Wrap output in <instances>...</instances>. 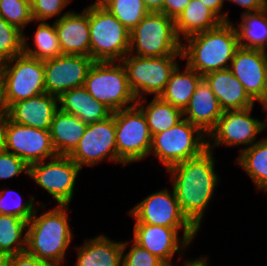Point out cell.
<instances>
[{
  "mask_svg": "<svg viewBox=\"0 0 267 266\" xmlns=\"http://www.w3.org/2000/svg\"><path fill=\"white\" fill-rule=\"evenodd\" d=\"M210 147L207 141V149L200 155L167 169L175 175L173 189L180 209L198 230L218 180Z\"/></svg>",
  "mask_w": 267,
  "mask_h": 266,
  "instance_id": "6da1fadb",
  "label": "cell"
},
{
  "mask_svg": "<svg viewBox=\"0 0 267 266\" xmlns=\"http://www.w3.org/2000/svg\"><path fill=\"white\" fill-rule=\"evenodd\" d=\"M187 38V46H181L182 58H187V65L202 76L229 69L227 61H232L239 48L236 28L229 22Z\"/></svg>",
  "mask_w": 267,
  "mask_h": 266,
  "instance_id": "7a4b0ae2",
  "label": "cell"
},
{
  "mask_svg": "<svg viewBox=\"0 0 267 266\" xmlns=\"http://www.w3.org/2000/svg\"><path fill=\"white\" fill-rule=\"evenodd\" d=\"M67 208L68 205H59L40 217H36L34 211L26 231L28 254L61 266L59 264L64 259L72 237L65 211Z\"/></svg>",
  "mask_w": 267,
  "mask_h": 266,
  "instance_id": "3957f363",
  "label": "cell"
},
{
  "mask_svg": "<svg viewBox=\"0 0 267 266\" xmlns=\"http://www.w3.org/2000/svg\"><path fill=\"white\" fill-rule=\"evenodd\" d=\"M89 30L94 61L116 62L129 52L130 32L98 1L89 6Z\"/></svg>",
  "mask_w": 267,
  "mask_h": 266,
  "instance_id": "277c9868",
  "label": "cell"
},
{
  "mask_svg": "<svg viewBox=\"0 0 267 266\" xmlns=\"http://www.w3.org/2000/svg\"><path fill=\"white\" fill-rule=\"evenodd\" d=\"M137 48L139 57H163L182 52L174 19L162 12H149L130 32L129 52Z\"/></svg>",
  "mask_w": 267,
  "mask_h": 266,
  "instance_id": "5b68a950",
  "label": "cell"
},
{
  "mask_svg": "<svg viewBox=\"0 0 267 266\" xmlns=\"http://www.w3.org/2000/svg\"><path fill=\"white\" fill-rule=\"evenodd\" d=\"M113 64V61H95L83 87L94 99L115 112L137 99L129 87L123 64Z\"/></svg>",
  "mask_w": 267,
  "mask_h": 266,
  "instance_id": "8992f818",
  "label": "cell"
},
{
  "mask_svg": "<svg viewBox=\"0 0 267 266\" xmlns=\"http://www.w3.org/2000/svg\"><path fill=\"white\" fill-rule=\"evenodd\" d=\"M134 103L114 112L116 147L122 164L141 160L151 153L152 135L145 115L137 109L141 101Z\"/></svg>",
  "mask_w": 267,
  "mask_h": 266,
  "instance_id": "52a82bcc",
  "label": "cell"
},
{
  "mask_svg": "<svg viewBox=\"0 0 267 266\" xmlns=\"http://www.w3.org/2000/svg\"><path fill=\"white\" fill-rule=\"evenodd\" d=\"M14 60L16 62L11 67L9 64ZM1 75L6 108L18 101L46 93L44 61L22 53L3 62Z\"/></svg>",
  "mask_w": 267,
  "mask_h": 266,
  "instance_id": "ba28073f",
  "label": "cell"
},
{
  "mask_svg": "<svg viewBox=\"0 0 267 266\" xmlns=\"http://www.w3.org/2000/svg\"><path fill=\"white\" fill-rule=\"evenodd\" d=\"M202 130L182 119L172 128L160 132L152 137L150 151L155 152L166 169L187 159L200 155L207 149V142L201 140ZM194 133L197 135L194 138Z\"/></svg>",
  "mask_w": 267,
  "mask_h": 266,
  "instance_id": "9c48e42d",
  "label": "cell"
},
{
  "mask_svg": "<svg viewBox=\"0 0 267 266\" xmlns=\"http://www.w3.org/2000/svg\"><path fill=\"white\" fill-rule=\"evenodd\" d=\"M130 214L136 218V223L150 224L175 228H184L182 245L185 247L194 238L198 229L188 220L180 209L176 194L163 190L142 200Z\"/></svg>",
  "mask_w": 267,
  "mask_h": 266,
  "instance_id": "30bf717a",
  "label": "cell"
},
{
  "mask_svg": "<svg viewBox=\"0 0 267 266\" xmlns=\"http://www.w3.org/2000/svg\"><path fill=\"white\" fill-rule=\"evenodd\" d=\"M2 148L22 159L28 166L58 156L48 130L24 126L5 116L0 122Z\"/></svg>",
  "mask_w": 267,
  "mask_h": 266,
  "instance_id": "8fae6325",
  "label": "cell"
},
{
  "mask_svg": "<svg viewBox=\"0 0 267 266\" xmlns=\"http://www.w3.org/2000/svg\"><path fill=\"white\" fill-rule=\"evenodd\" d=\"M182 58V52L174 55H166L163 57H122V64L126 70L129 87L138 99L140 90L143 93H153L155 97H160L164 92L166 84L171 73L177 67L175 61L176 56Z\"/></svg>",
  "mask_w": 267,
  "mask_h": 266,
  "instance_id": "7c38bea8",
  "label": "cell"
},
{
  "mask_svg": "<svg viewBox=\"0 0 267 266\" xmlns=\"http://www.w3.org/2000/svg\"><path fill=\"white\" fill-rule=\"evenodd\" d=\"M68 156L80 168L84 164L94 165L106 156L109 157V160L119 162L114 112L104 120L87 125L83 137Z\"/></svg>",
  "mask_w": 267,
  "mask_h": 266,
  "instance_id": "4fadbf2b",
  "label": "cell"
},
{
  "mask_svg": "<svg viewBox=\"0 0 267 266\" xmlns=\"http://www.w3.org/2000/svg\"><path fill=\"white\" fill-rule=\"evenodd\" d=\"M81 168L69 157L58 155L47 164H31L28 175L50 193L59 205H68L73 197L74 183Z\"/></svg>",
  "mask_w": 267,
  "mask_h": 266,
  "instance_id": "5bb4252c",
  "label": "cell"
},
{
  "mask_svg": "<svg viewBox=\"0 0 267 266\" xmlns=\"http://www.w3.org/2000/svg\"><path fill=\"white\" fill-rule=\"evenodd\" d=\"M94 62L90 56L65 54L44 61L46 93L59 98L68 90L82 87Z\"/></svg>",
  "mask_w": 267,
  "mask_h": 266,
  "instance_id": "9a60e30c",
  "label": "cell"
},
{
  "mask_svg": "<svg viewBox=\"0 0 267 266\" xmlns=\"http://www.w3.org/2000/svg\"><path fill=\"white\" fill-rule=\"evenodd\" d=\"M229 70L243 85L246 93L255 102L267 98V54L260 49L239 47L234 54Z\"/></svg>",
  "mask_w": 267,
  "mask_h": 266,
  "instance_id": "2e32d148",
  "label": "cell"
},
{
  "mask_svg": "<svg viewBox=\"0 0 267 266\" xmlns=\"http://www.w3.org/2000/svg\"><path fill=\"white\" fill-rule=\"evenodd\" d=\"M252 107L236 110H225L216 126L209 132L216 140L214 145H239L255 143L257 133L267 124L251 118Z\"/></svg>",
  "mask_w": 267,
  "mask_h": 266,
  "instance_id": "e0dca14e",
  "label": "cell"
},
{
  "mask_svg": "<svg viewBox=\"0 0 267 266\" xmlns=\"http://www.w3.org/2000/svg\"><path fill=\"white\" fill-rule=\"evenodd\" d=\"M54 26L62 54L90 56L89 7L82 14H63Z\"/></svg>",
  "mask_w": 267,
  "mask_h": 266,
  "instance_id": "ac0fdd59",
  "label": "cell"
},
{
  "mask_svg": "<svg viewBox=\"0 0 267 266\" xmlns=\"http://www.w3.org/2000/svg\"><path fill=\"white\" fill-rule=\"evenodd\" d=\"M57 102L58 97L43 93L11 104L6 116L17 124L49 131Z\"/></svg>",
  "mask_w": 267,
  "mask_h": 266,
  "instance_id": "d6986e66",
  "label": "cell"
},
{
  "mask_svg": "<svg viewBox=\"0 0 267 266\" xmlns=\"http://www.w3.org/2000/svg\"><path fill=\"white\" fill-rule=\"evenodd\" d=\"M203 79L210 86L224 111L253 107L254 101L229 69L209 72Z\"/></svg>",
  "mask_w": 267,
  "mask_h": 266,
  "instance_id": "ffe728a7",
  "label": "cell"
},
{
  "mask_svg": "<svg viewBox=\"0 0 267 266\" xmlns=\"http://www.w3.org/2000/svg\"><path fill=\"white\" fill-rule=\"evenodd\" d=\"M223 111L210 86L202 79L183 111V115L189 114L185 119L207 134L216 126Z\"/></svg>",
  "mask_w": 267,
  "mask_h": 266,
  "instance_id": "44dd1931",
  "label": "cell"
},
{
  "mask_svg": "<svg viewBox=\"0 0 267 266\" xmlns=\"http://www.w3.org/2000/svg\"><path fill=\"white\" fill-rule=\"evenodd\" d=\"M178 231L175 228L135 223L134 241L162 261L171 260L179 250Z\"/></svg>",
  "mask_w": 267,
  "mask_h": 266,
  "instance_id": "7402d4cb",
  "label": "cell"
},
{
  "mask_svg": "<svg viewBox=\"0 0 267 266\" xmlns=\"http://www.w3.org/2000/svg\"><path fill=\"white\" fill-rule=\"evenodd\" d=\"M58 102L62 111L75 115L86 125L104 120L113 114L112 110L94 99L83 86L64 92Z\"/></svg>",
  "mask_w": 267,
  "mask_h": 266,
  "instance_id": "603a6c76",
  "label": "cell"
},
{
  "mask_svg": "<svg viewBox=\"0 0 267 266\" xmlns=\"http://www.w3.org/2000/svg\"><path fill=\"white\" fill-rule=\"evenodd\" d=\"M86 127L78 117L58 108L49 130L57 155L68 156L83 137Z\"/></svg>",
  "mask_w": 267,
  "mask_h": 266,
  "instance_id": "cb8c5ba5",
  "label": "cell"
},
{
  "mask_svg": "<svg viewBox=\"0 0 267 266\" xmlns=\"http://www.w3.org/2000/svg\"><path fill=\"white\" fill-rule=\"evenodd\" d=\"M126 245L98 236L80 247L76 266H122Z\"/></svg>",
  "mask_w": 267,
  "mask_h": 266,
  "instance_id": "d4e9b609",
  "label": "cell"
},
{
  "mask_svg": "<svg viewBox=\"0 0 267 266\" xmlns=\"http://www.w3.org/2000/svg\"><path fill=\"white\" fill-rule=\"evenodd\" d=\"M175 31L189 37L220 26L223 21L200 0H191L181 14L174 20Z\"/></svg>",
  "mask_w": 267,
  "mask_h": 266,
  "instance_id": "484cf974",
  "label": "cell"
},
{
  "mask_svg": "<svg viewBox=\"0 0 267 266\" xmlns=\"http://www.w3.org/2000/svg\"><path fill=\"white\" fill-rule=\"evenodd\" d=\"M203 76L194 69L186 66L184 73H179L178 66L171 73L168 83L160 98L184 111L188 106L190 98Z\"/></svg>",
  "mask_w": 267,
  "mask_h": 266,
  "instance_id": "4316f807",
  "label": "cell"
},
{
  "mask_svg": "<svg viewBox=\"0 0 267 266\" xmlns=\"http://www.w3.org/2000/svg\"><path fill=\"white\" fill-rule=\"evenodd\" d=\"M267 7L258 12H245L242 16V23L239 24L240 31L237 30L239 47L248 49L264 50L267 47ZM247 40L249 43H244Z\"/></svg>",
  "mask_w": 267,
  "mask_h": 266,
  "instance_id": "83f0119b",
  "label": "cell"
},
{
  "mask_svg": "<svg viewBox=\"0 0 267 266\" xmlns=\"http://www.w3.org/2000/svg\"><path fill=\"white\" fill-rule=\"evenodd\" d=\"M140 109L145 115L152 137L172 128L182 120L181 117L183 116L182 110L163 101L160 97H154L146 109L144 106Z\"/></svg>",
  "mask_w": 267,
  "mask_h": 266,
  "instance_id": "f1b7e54d",
  "label": "cell"
},
{
  "mask_svg": "<svg viewBox=\"0 0 267 266\" xmlns=\"http://www.w3.org/2000/svg\"><path fill=\"white\" fill-rule=\"evenodd\" d=\"M238 161L256 187L267 190V138L242 149Z\"/></svg>",
  "mask_w": 267,
  "mask_h": 266,
  "instance_id": "f546056e",
  "label": "cell"
},
{
  "mask_svg": "<svg viewBox=\"0 0 267 266\" xmlns=\"http://www.w3.org/2000/svg\"><path fill=\"white\" fill-rule=\"evenodd\" d=\"M28 226V221L17 216L0 214V251L15 255L26 252L27 233L21 240L24 228ZM18 244L13 247L12 245Z\"/></svg>",
  "mask_w": 267,
  "mask_h": 266,
  "instance_id": "4dcf8cb0",
  "label": "cell"
},
{
  "mask_svg": "<svg viewBox=\"0 0 267 266\" xmlns=\"http://www.w3.org/2000/svg\"><path fill=\"white\" fill-rule=\"evenodd\" d=\"M34 43L36 45V50H32L29 47L26 49L27 44L24 39L23 53L41 61H46L63 55L54 25L51 26L44 21L40 23L35 32Z\"/></svg>",
  "mask_w": 267,
  "mask_h": 266,
  "instance_id": "1f68e13d",
  "label": "cell"
},
{
  "mask_svg": "<svg viewBox=\"0 0 267 266\" xmlns=\"http://www.w3.org/2000/svg\"><path fill=\"white\" fill-rule=\"evenodd\" d=\"M129 32L149 13L142 0H98Z\"/></svg>",
  "mask_w": 267,
  "mask_h": 266,
  "instance_id": "d6a6232c",
  "label": "cell"
},
{
  "mask_svg": "<svg viewBox=\"0 0 267 266\" xmlns=\"http://www.w3.org/2000/svg\"><path fill=\"white\" fill-rule=\"evenodd\" d=\"M24 36L22 31L9 24L0 16V60L12 59L23 53Z\"/></svg>",
  "mask_w": 267,
  "mask_h": 266,
  "instance_id": "836d02e7",
  "label": "cell"
},
{
  "mask_svg": "<svg viewBox=\"0 0 267 266\" xmlns=\"http://www.w3.org/2000/svg\"><path fill=\"white\" fill-rule=\"evenodd\" d=\"M0 16L20 30L33 21L30 0H0Z\"/></svg>",
  "mask_w": 267,
  "mask_h": 266,
  "instance_id": "e575fe53",
  "label": "cell"
},
{
  "mask_svg": "<svg viewBox=\"0 0 267 266\" xmlns=\"http://www.w3.org/2000/svg\"><path fill=\"white\" fill-rule=\"evenodd\" d=\"M70 0H30L33 20H46L60 14Z\"/></svg>",
  "mask_w": 267,
  "mask_h": 266,
  "instance_id": "d590c367",
  "label": "cell"
},
{
  "mask_svg": "<svg viewBox=\"0 0 267 266\" xmlns=\"http://www.w3.org/2000/svg\"><path fill=\"white\" fill-rule=\"evenodd\" d=\"M25 171L28 174L29 166L19 157L0 149V179L10 178Z\"/></svg>",
  "mask_w": 267,
  "mask_h": 266,
  "instance_id": "8d00e7d4",
  "label": "cell"
},
{
  "mask_svg": "<svg viewBox=\"0 0 267 266\" xmlns=\"http://www.w3.org/2000/svg\"><path fill=\"white\" fill-rule=\"evenodd\" d=\"M133 243L130 252L122 258V266H158L162 262L145 248Z\"/></svg>",
  "mask_w": 267,
  "mask_h": 266,
  "instance_id": "74e56055",
  "label": "cell"
},
{
  "mask_svg": "<svg viewBox=\"0 0 267 266\" xmlns=\"http://www.w3.org/2000/svg\"><path fill=\"white\" fill-rule=\"evenodd\" d=\"M4 192L10 193V190H8L7 192L6 191H0V214L17 216V217H20L21 219L29 221V219L34 214V211H33L34 210L33 209L34 198H31V200H29L28 203H24V204L21 202L22 200H20L18 202L15 201L13 203L11 202L12 205L10 204L11 205L10 206L6 202V197H5L6 195L4 194Z\"/></svg>",
  "mask_w": 267,
  "mask_h": 266,
  "instance_id": "f35d334b",
  "label": "cell"
},
{
  "mask_svg": "<svg viewBox=\"0 0 267 266\" xmlns=\"http://www.w3.org/2000/svg\"><path fill=\"white\" fill-rule=\"evenodd\" d=\"M8 266H57L48 261L36 258L27 252L11 255Z\"/></svg>",
  "mask_w": 267,
  "mask_h": 266,
  "instance_id": "ab89813d",
  "label": "cell"
},
{
  "mask_svg": "<svg viewBox=\"0 0 267 266\" xmlns=\"http://www.w3.org/2000/svg\"><path fill=\"white\" fill-rule=\"evenodd\" d=\"M190 1L191 0H164L163 13L175 20L190 3Z\"/></svg>",
  "mask_w": 267,
  "mask_h": 266,
  "instance_id": "60d3db41",
  "label": "cell"
},
{
  "mask_svg": "<svg viewBox=\"0 0 267 266\" xmlns=\"http://www.w3.org/2000/svg\"><path fill=\"white\" fill-rule=\"evenodd\" d=\"M238 5L247 8V13L258 12L267 7V4L264 0H230Z\"/></svg>",
  "mask_w": 267,
  "mask_h": 266,
  "instance_id": "b9f144b4",
  "label": "cell"
},
{
  "mask_svg": "<svg viewBox=\"0 0 267 266\" xmlns=\"http://www.w3.org/2000/svg\"><path fill=\"white\" fill-rule=\"evenodd\" d=\"M207 8L212 10L223 22H228L226 13L224 15H219V11L222 7L224 0H200Z\"/></svg>",
  "mask_w": 267,
  "mask_h": 266,
  "instance_id": "7bdbcfd3",
  "label": "cell"
},
{
  "mask_svg": "<svg viewBox=\"0 0 267 266\" xmlns=\"http://www.w3.org/2000/svg\"><path fill=\"white\" fill-rule=\"evenodd\" d=\"M149 12H162L164 0H142Z\"/></svg>",
  "mask_w": 267,
  "mask_h": 266,
  "instance_id": "ee69618b",
  "label": "cell"
},
{
  "mask_svg": "<svg viewBox=\"0 0 267 266\" xmlns=\"http://www.w3.org/2000/svg\"><path fill=\"white\" fill-rule=\"evenodd\" d=\"M7 108L4 101L3 78L0 75V122L6 116Z\"/></svg>",
  "mask_w": 267,
  "mask_h": 266,
  "instance_id": "f6af8a7d",
  "label": "cell"
},
{
  "mask_svg": "<svg viewBox=\"0 0 267 266\" xmlns=\"http://www.w3.org/2000/svg\"><path fill=\"white\" fill-rule=\"evenodd\" d=\"M10 255L0 251V266H8Z\"/></svg>",
  "mask_w": 267,
  "mask_h": 266,
  "instance_id": "bcb514c9",
  "label": "cell"
},
{
  "mask_svg": "<svg viewBox=\"0 0 267 266\" xmlns=\"http://www.w3.org/2000/svg\"><path fill=\"white\" fill-rule=\"evenodd\" d=\"M198 261L199 260L190 261L189 263L187 262L185 266H194ZM158 266H173V265L170 263V260H168V261H162Z\"/></svg>",
  "mask_w": 267,
  "mask_h": 266,
  "instance_id": "7dc6e473",
  "label": "cell"
},
{
  "mask_svg": "<svg viewBox=\"0 0 267 266\" xmlns=\"http://www.w3.org/2000/svg\"><path fill=\"white\" fill-rule=\"evenodd\" d=\"M205 263V259H200L194 266H207Z\"/></svg>",
  "mask_w": 267,
  "mask_h": 266,
  "instance_id": "c3c4849f",
  "label": "cell"
},
{
  "mask_svg": "<svg viewBox=\"0 0 267 266\" xmlns=\"http://www.w3.org/2000/svg\"><path fill=\"white\" fill-rule=\"evenodd\" d=\"M262 104L264 105V109H267V98L265 99V101Z\"/></svg>",
  "mask_w": 267,
  "mask_h": 266,
  "instance_id": "681fc988",
  "label": "cell"
},
{
  "mask_svg": "<svg viewBox=\"0 0 267 266\" xmlns=\"http://www.w3.org/2000/svg\"><path fill=\"white\" fill-rule=\"evenodd\" d=\"M2 64H3V62L0 60V75L2 73Z\"/></svg>",
  "mask_w": 267,
  "mask_h": 266,
  "instance_id": "f907efd6",
  "label": "cell"
},
{
  "mask_svg": "<svg viewBox=\"0 0 267 266\" xmlns=\"http://www.w3.org/2000/svg\"><path fill=\"white\" fill-rule=\"evenodd\" d=\"M2 148V141H1V128H0V149Z\"/></svg>",
  "mask_w": 267,
  "mask_h": 266,
  "instance_id": "816d5d0a",
  "label": "cell"
}]
</instances>
